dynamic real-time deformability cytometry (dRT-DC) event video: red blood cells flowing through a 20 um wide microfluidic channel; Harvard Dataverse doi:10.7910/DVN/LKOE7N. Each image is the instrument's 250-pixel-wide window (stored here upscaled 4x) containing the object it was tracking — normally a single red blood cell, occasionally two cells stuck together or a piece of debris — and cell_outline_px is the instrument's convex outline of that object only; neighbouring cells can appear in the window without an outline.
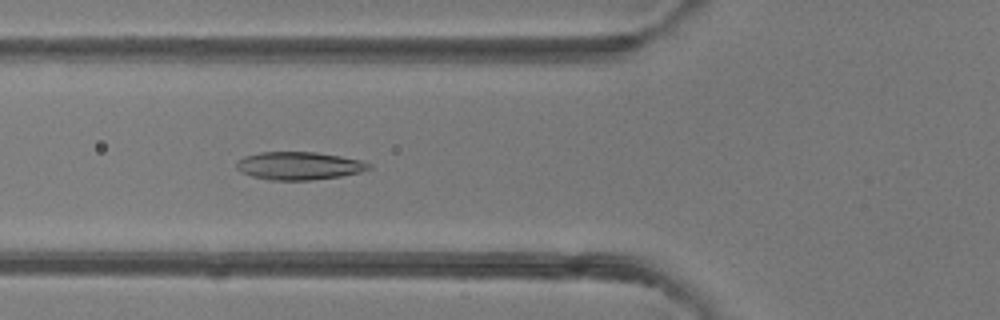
{"species": "common noctule bat (a hibernating species)", "species_latin": "Nyctalus noctula", "temperature_condition": "room temperature", "stored_images_in_passage": 5, "camera_frame_rate_fps": 3000, "um_per_image_px": 0.085, "animal": {"sex": "female"}, "frame": {"image": 1, "passage_image": 4, "time_ms": 3.333, "image_size_px": [1000, 320], "cell_outline_px": [[372, 168], [360, 172], [340, 176], [312, 180], [268, 180], [252, 176], [240, 172], [236, 168], [236, 164], [244, 156], [260, 152], [316, 152], [340, 156], [360, 160], [372, 164]], "centroid_in_image_um": [25.42, 14.09], "position_along_channel_um": 100.4, "area_um2": 21.56}}
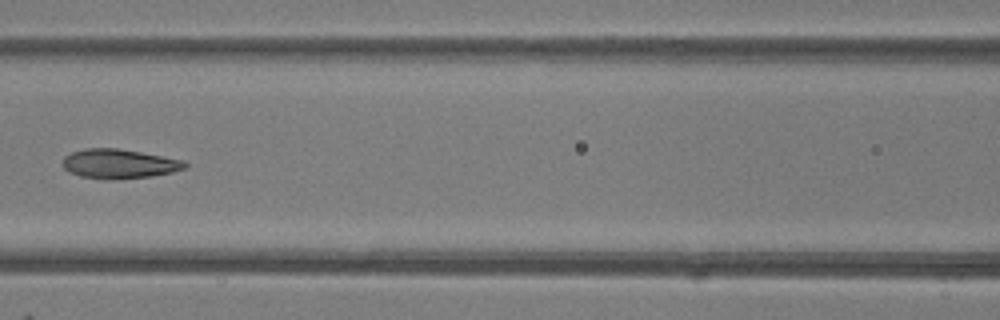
{"frame": {"image": 2, "passage_image": 5, "time_ms": 4.667, "image_size_px": [1000, 320], "cell_outline_px": [[188, 164], [184, 168], [172, 172], [152, 176], [80, 176], [68, 172], [64, 168], [64, 156], [72, 152], [84, 148], [116, 148], [140, 152], [184, 160]], "centroid_in_image_um": [10.13, 13.86], "position_along_channel_um": 156.5, "area_um2": 19.83}}